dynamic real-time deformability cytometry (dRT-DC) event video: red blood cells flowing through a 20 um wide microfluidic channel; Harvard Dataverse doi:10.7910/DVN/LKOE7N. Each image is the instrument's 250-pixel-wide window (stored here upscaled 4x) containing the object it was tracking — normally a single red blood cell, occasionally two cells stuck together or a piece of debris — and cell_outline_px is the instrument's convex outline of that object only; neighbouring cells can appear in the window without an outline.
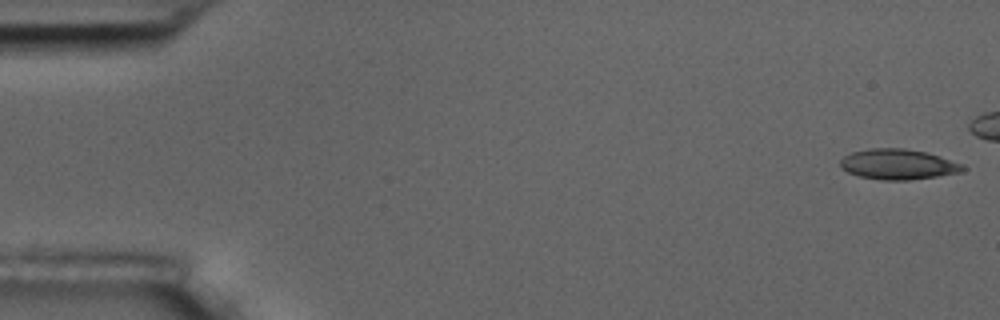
{"species": "common noctule bat (a hibernating species)", "species_latin": "Nyctalus noctula", "temperature_condition": "room temperature", "stored_images_in_passage": 6, "camera_frame_rate_fps": 3000, "um_per_image_px": 0.085, "animal": {"sex": "male", "body_mass_g": 17.5, "forearm_length_mm": 52.3}, "frame": {"image": 1, "passage_image": 1, "time_ms": 0.0, "image_size_px": [1000, 320], "cell_outline_px": [[968, 168], [960, 172], [936, 176], [908, 180], [880, 180], [860, 176], [848, 172], [840, 168], [840, 160], [844, 156], [852, 152], [868, 148], [904, 148], [924, 152], [940, 156], [960, 164]], "centroid_in_image_um": [76.29, 13.96], "position_along_channel_um": 8.7, "area_um2": 21.56}}
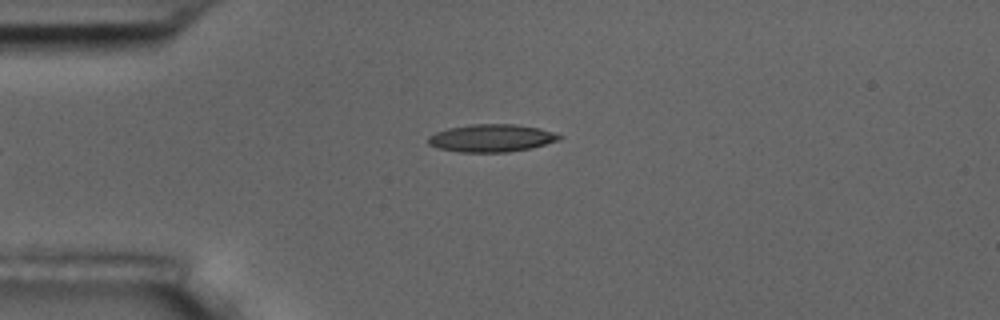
{"frame": {"image": 2, "passage_image": 6, "time_ms": 6.0, "image_size_px": [1000, 320], "cell_outline_px": [[564, 136], [560, 140], [532, 148], [508, 152], [460, 152], [440, 148], [428, 144], [428, 136], [436, 132], [448, 128], [472, 124], [516, 124], [540, 128]], "centroid_in_image_um": [41.81, 11.73], "position_along_channel_um": 43.2, "area_um2": 21.15}}